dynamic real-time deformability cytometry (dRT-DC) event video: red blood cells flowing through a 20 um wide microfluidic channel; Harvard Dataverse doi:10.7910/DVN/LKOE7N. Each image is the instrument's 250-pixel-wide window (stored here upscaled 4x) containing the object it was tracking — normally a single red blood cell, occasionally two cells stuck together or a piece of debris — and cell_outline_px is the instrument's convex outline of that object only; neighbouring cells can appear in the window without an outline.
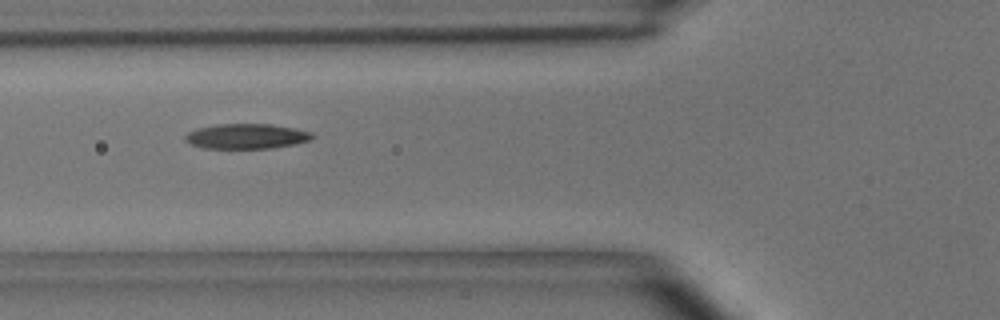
{"species": "common noctule bat (a hibernating species)", "species_latin": "Nyctalus noctula", "temperature_condition": "room temperature", "stored_images_in_passage": 5, "camera_frame_rate_fps": 3000, "um_per_image_px": 0.085, "animal": {"sex": "male", "body_mass_g": 15.6}, "frame": {"image": 1, "passage_image": 4, "time_ms": 3.333, "image_size_px": [1000, 320], "cell_outline_px": [[316, 136], [312, 140], [296, 144], [272, 148], [204, 148], [192, 144], [184, 140], [184, 136], [188, 132], [196, 128], [216, 124], [272, 124], [296, 128], [312, 132]], "centroid_in_image_um": [21.0, 11.57], "position_along_channel_um": 104.8, "area_um2": 18.79}}